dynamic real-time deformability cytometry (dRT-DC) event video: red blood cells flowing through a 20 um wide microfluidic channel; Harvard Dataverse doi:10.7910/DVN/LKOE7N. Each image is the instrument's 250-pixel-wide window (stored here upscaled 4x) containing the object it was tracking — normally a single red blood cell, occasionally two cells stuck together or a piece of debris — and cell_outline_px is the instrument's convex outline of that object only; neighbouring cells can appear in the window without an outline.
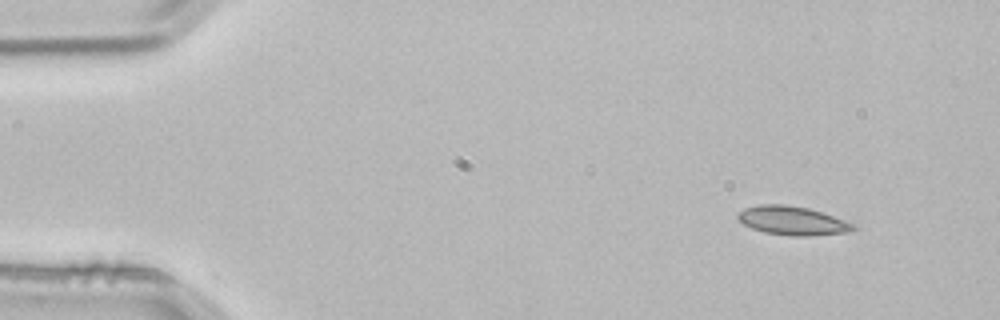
{"species": "common noctule bat (a hibernating species)", "species_latin": "Nyctalus noctula", "temperature_condition": "room temperature", "stored_images_in_passage": 3, "camera_frame_rate_fps": 3000, "um_per_image_px": 0.085, "animal": {"sex": "male", "body_mass_g": 21.5, "forearm_length_mm": 52.0}, "frame": {"image": 1, "passage_image": 1, "time_ms": 0.0, "image_size_px": [1000, 320], "cell_outline_px": [[856, 228], [848, 232], [808, 236], [792, 236], [764, 232], [752, 228], [744, 224], [736, 216], [744, 208], [760, 204], [784, 204], [808, 208], [856, 224]], "centroid_in_image_um": [67.35, 18.76], "position_along_channel_um": 17.6, "area_um2": 19.19}}
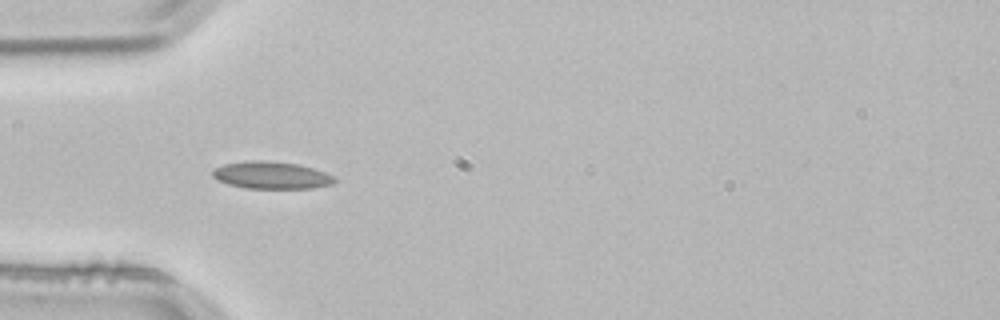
{"frame": {"image": 2, "passage_image": 3, "time_ms": 0.667, "image_size_px": [1000, 320], "cell_outline_px": [[336, 180], [332, 184], [312, 188], [244, 188], [228, 184], [216, 180], [212, 176], [212, 168], [224, 164], [248, 160], [264, 160], [296, 164], [312, 168], [336, 176]], "centroid_in_image_um": [23.03, 14.89], "position_along_channel_um": 62.0, "area_um2": 19.48}}